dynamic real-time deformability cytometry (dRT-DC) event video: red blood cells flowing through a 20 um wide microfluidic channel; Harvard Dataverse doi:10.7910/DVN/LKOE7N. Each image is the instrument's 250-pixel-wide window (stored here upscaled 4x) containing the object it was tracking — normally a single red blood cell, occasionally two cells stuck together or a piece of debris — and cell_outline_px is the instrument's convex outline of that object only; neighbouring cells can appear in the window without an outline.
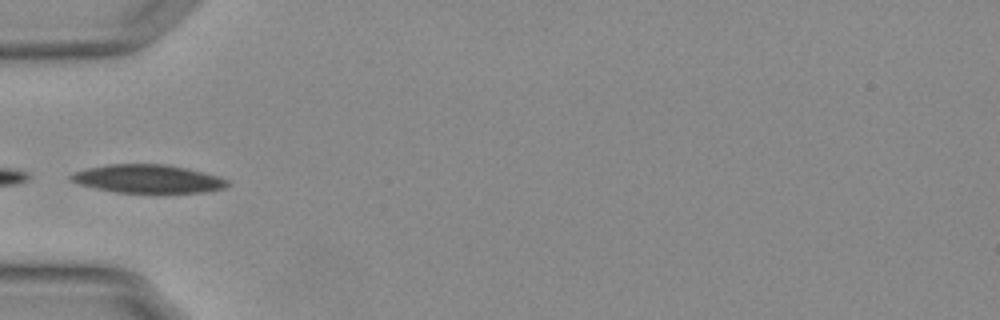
{"species": "Egyptian fruit bat (a non-hibernating species)", "species_latin": "Rousettus aegyptiacus", "temperature_condition": "warm", "stored_images_in_passage": 25, "camera_frame_rate_fps": 3000, "um_per_image_px": 0.085, "animal": {"sex": "female"}, "frame": {"image": 1, "passage_image": 1, "time_ms": 0.0, "image_size_px": [1000, 320], "cell_outline_px": [[228, 184], [224, 188], [204, 192], [112, 192], [80, 184], [68, 180], [68, 176], [72, 172], [88, 168], [108, 164], [164, 164], [184, 168], [220, 176], [228, 180]], "centroid_in_image_um": [12.52, 15.19], "position_along_channel_um": 72.5, "area_um2": 25.66}}
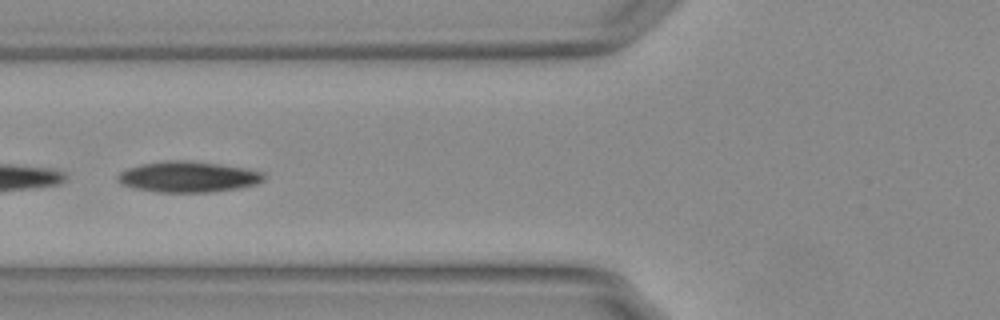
{"frame": {"image": 2, "passage_image": 4, "time_ms": 1.0, "image_size_px": [1000, 320], "cell_outline_px": [[264, 180], [256, 184], [240, 188], [212, 192], [156, 192], [136, 188], [120, 184], [116, 180], [116, 176], [120, 172], [128, 168], [144, 164], [168, 160], [188, 160], [244, 168], [264, 172]], "centroid_in_image_um": [15.98, 15.04], "position_along_channel_um": 109.8, "area_um2": 26.18}, "authors_computed_cell_mechanics": {"area_um2": 24.5072, "velocity_mm_per_s": 3.711, "shape_relaxation_time_tau1_ms": null, "shape_relaxation_time_tau2_ms": 5.1855, "deformation_change_tau1": null, "deformation_change_tau2": 0.0976}}